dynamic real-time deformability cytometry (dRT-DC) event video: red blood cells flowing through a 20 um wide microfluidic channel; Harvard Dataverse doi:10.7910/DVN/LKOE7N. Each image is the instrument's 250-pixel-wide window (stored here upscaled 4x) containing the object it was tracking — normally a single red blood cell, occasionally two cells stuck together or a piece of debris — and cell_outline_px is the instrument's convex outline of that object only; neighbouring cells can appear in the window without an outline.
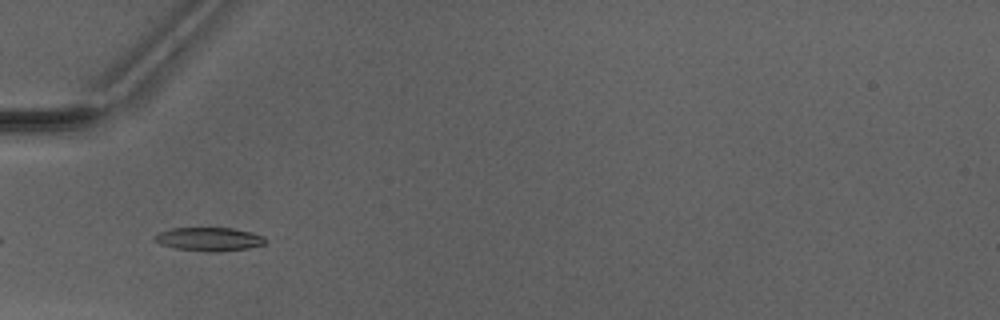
{"species": "Egyptian fruit bat (a non-hibernating species)", "species_latin": "Rousettus aegyptiacus", "temperature_condition": "warm", "stored_images_in_passage": 35, "camera_frame_rate_fps": 3000, "um_per_image_px": 0.085, "animal": {"sex": "male"}, "frame": {"image": 1, "passage_image": 2, "time_ms": 0.333, "image_size_px": [1000, 320], "cell_outline_px": [[268, 240], [264, 244], [248, 248], [220, 252], [204, 252], [176, 248], [160, 244], [152, 240], [152, 236], [156, 232], [172, 228], [232, 228], [252, 232], [264, 236]], "centroid_in_image_um": [17.74, 20.33], "position_along_channel_um": 67.3, "area_um2": 15.55}}
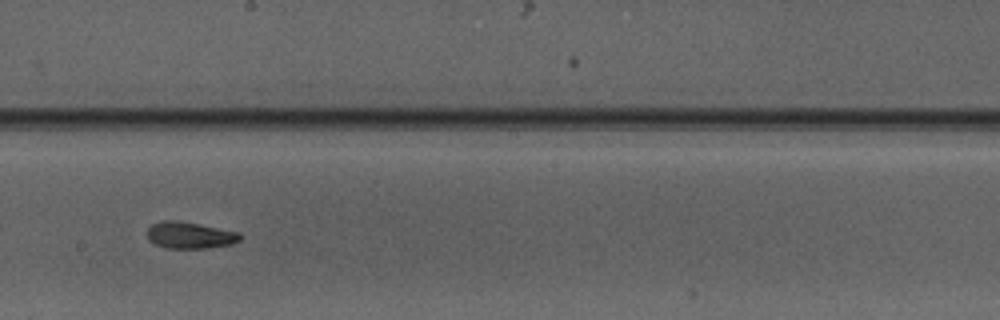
{"frame": {"image": 2, "passage_image": 14, "time_ms": 4.333, "image_size_px": [1000, 320], "cell_outline_px": [[244, 236], [240, 240], [232, 244], [208, 248], [168, 248], [156, 244], [148, 240], [148, 228], [152, 224], [164, 220], [172, 220], [200, 224], [240, 232]], "centroid_in_image_um": [16.19, 19.99], "position_along_channel_um": 232.0, "area_um2": 14.45}}
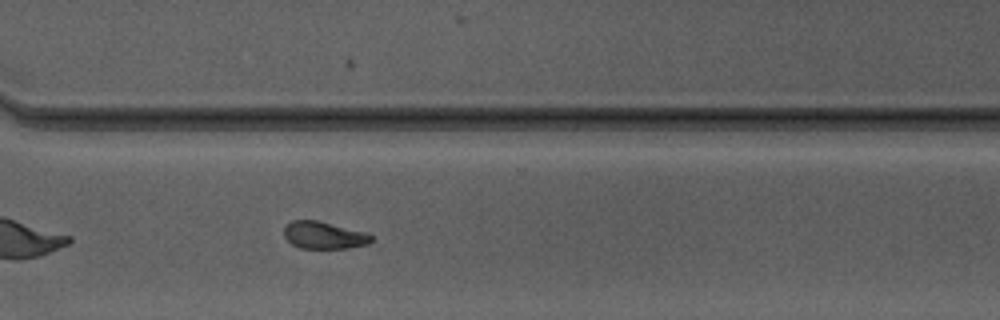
{"frame": {"image": 3, "passage_image": 22, "time_ms": 7.0, "image_size_px": [1000, 320], "cell_outline_px": [[372, 240], [368, 244], [348, 248], [300, 248], [292, 244], [284, 236], [284, 228], [292, 220], [316, 220], [368, 232], [372, 236]], "centroid_in_image_um": [27.56, 19.99], "position_along_channel_um": 343.0, "area_um2": 13.87}, "authors_computed_cell_mechanics": {"area_um2": 14.45, "velocity_mm_per_s": 4.1673, "shape_relaxation_time_tau1_ms": 9.3904, "shape_relaxation_time_tau2_ms": 2.5469, "deformation_change_tau1": 0.2236, "deformation_change_tau2": 0.0723}}